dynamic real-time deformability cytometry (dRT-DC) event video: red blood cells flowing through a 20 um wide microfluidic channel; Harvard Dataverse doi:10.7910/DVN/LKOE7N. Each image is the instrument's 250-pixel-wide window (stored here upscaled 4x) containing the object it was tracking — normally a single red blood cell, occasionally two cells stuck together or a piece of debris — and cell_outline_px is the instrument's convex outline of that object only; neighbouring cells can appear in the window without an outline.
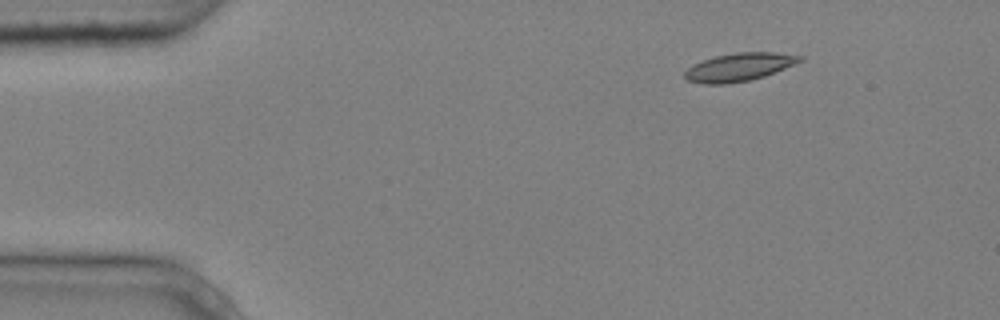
{"species": "common noctule bat (a hibernating species)", "species_latin": "Nyctalus noctula", "temperature_condition": "cold", "stored_images_in_passage": 6, "camera_frame_rate_fps": 3000, "um_per_image_px": 0.085, "animal": {"sex": "male", "body_mass_g": 20.4}, "frame": {"image": 1, "passage_image": 1, "time_ms": 0.0, "image_size_px": [1000, 320], "cell_outline_px": [[804, 60], [764, 76], [748, 80], [728, 84], [704, 84], [688, 80], [684, 76], [684, 72], [692, 64], [716, 56], [736, 52], [772, 52], [804, 56]], "centroid_in_image_um": [62.82, 5.7], "position_along_channel_um": 22.2, "area_um2": 18.67}}
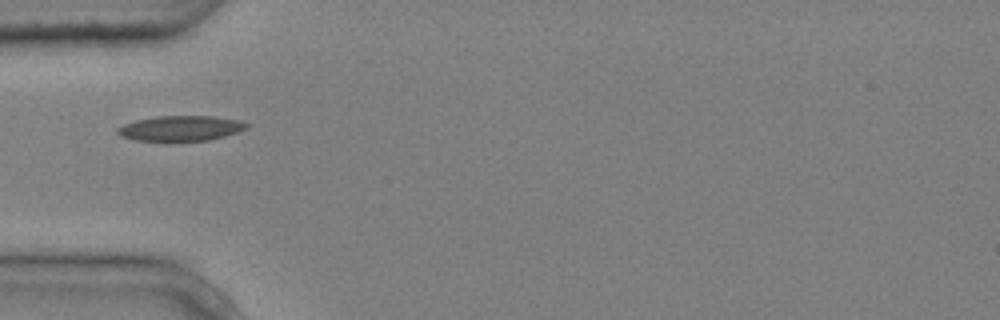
{"frame": {"image": 2, "passage_image": 4, "time_ms": 1.0, "image_size_px": [1000, 320], "cell_outline_px": [[248, 128], [224, 136], [208, 140], [172, 144], [168, 144], [136, 140], [120, 136], [116, 132], [116, 128], [124, 124], [136, 120], [156, 116], [212, 116], [236, 120], [248, 124]], "centroid_in_image_um": [15.27, 10.96], "position_along_channel_um": 69.7, "area_um2": 19.71}}
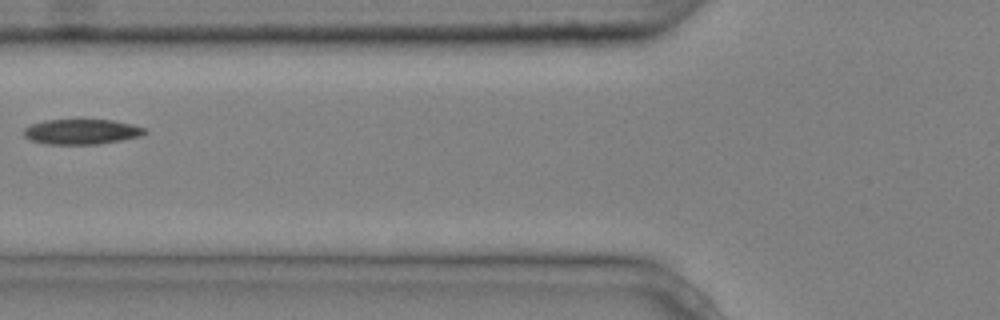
{"frame": {"image": 3, "passage_image": 5, "time_ms": 1.333, "image_size_px": [1000, 320], "cell_outline_px": [[148, 132], [140, 136], [120, 140], [96, 144], [44, 144], [32, 140], [24, 136], [24, 128], [32, 124], [44, 120], [84, 116], [112, 120], [132, 124], [148, 128]], "centroid_in_image_um": [6.95, 11.13], "position_along_channel_um": 118.9, "area_um2": 18.67}}